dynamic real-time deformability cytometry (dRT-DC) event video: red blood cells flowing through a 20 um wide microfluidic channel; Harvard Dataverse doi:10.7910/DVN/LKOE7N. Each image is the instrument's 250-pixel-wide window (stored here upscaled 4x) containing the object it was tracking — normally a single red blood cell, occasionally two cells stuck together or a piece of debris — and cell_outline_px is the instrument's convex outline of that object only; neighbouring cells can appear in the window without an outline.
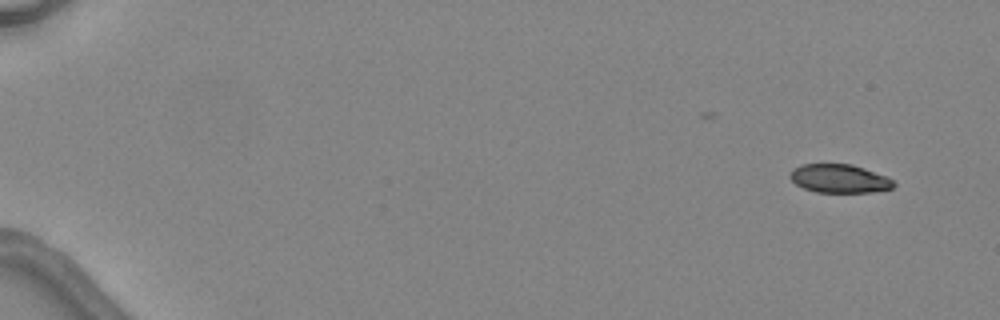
{"species": "common noctule bat (a hibernating species)", "species_latin": "Nyctalus noctula", "temperature_condition": "warm", "stored_images_in_passage": 2, "camera_frame_rate_fps": 3000, "um_per_image_px": 0.085, "animal": {"sex": "female", "body_mass_g": 24.6, "forearm_length_mm": 56.2}, "frame": {"image": 1, "passage_image": 2, "time_ms": 1.333, "image_size_px": [1000, 320], "cell_outline_px": [[896, 184], [892, 188], [872, 192], [816, 192], [804, 188], [796, 184], [788, 176], [792, 168], [800, 164], [852, 164], [888, 176]], "centroid_in_image_um": [71.33, 15.17], "position_along_channel_um": 13.7, "area_um2": 17.34}}